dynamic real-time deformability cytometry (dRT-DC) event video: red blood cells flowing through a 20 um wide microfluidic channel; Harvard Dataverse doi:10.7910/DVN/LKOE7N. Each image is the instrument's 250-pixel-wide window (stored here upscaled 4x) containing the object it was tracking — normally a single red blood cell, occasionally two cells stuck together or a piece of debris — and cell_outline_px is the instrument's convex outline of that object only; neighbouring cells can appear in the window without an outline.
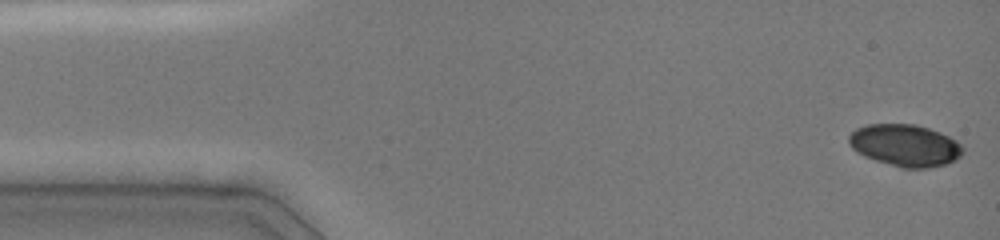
{"species": "common noctule bat (a hibernating species)", "species_latin": "Nyctalus noctula", "temperature_condition": "cold", "stored_images_in_passage": 46, "camera_frame_rate_fps": 3000, "um_per_image_px": 0.085, "animal": {"sex": "female", "body_mass_g": 19.0, "forearm_length_mm": 51.5}, "frame": {"image": 1, "passage_image": 1, "time_ms": 0.0, "image_size_px": [1000, 240], "cell_outline_px": [[964, 152], [956, 160], [948, 164], [928, 168], [900, 168], [864, 156], [856, 152], [848, 144], [848, 136], [856, 128], [868, 124], [916, 124], [940, 132], [956, 140], [964, 148]], "centroid_in_image_um": [76.94, 12.36], "position_along_channel_um": 8.1, "area_um2": 28.15}}
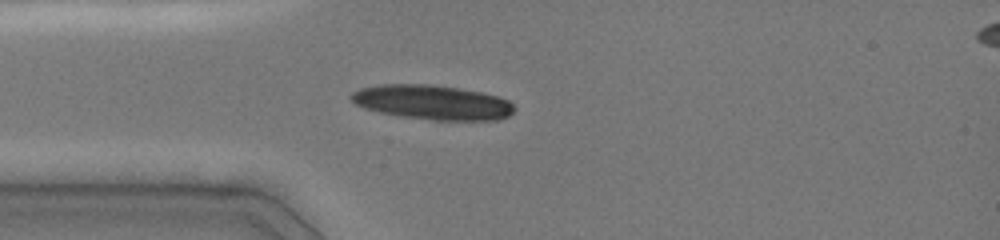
{"frame": {"image": 2, "passage_image": 12, "time_ms": 3.667, "image_size_px": [1000, 240], "cell_outline_px": [[516, 108], [508, 116], [500, 120], [432, 120], [400, 116], [380, 112], [364, 108], [356, 104], [348, 96], [352, 92], [360, 88], [380, 84], [428, 84], [456, 88], [480, 92], [496, 96], [508, 100]], "centroid_in_image_um": [36.73, 8.7], "position_along_channel_um": 48.3, "area_um2": 32.77}}
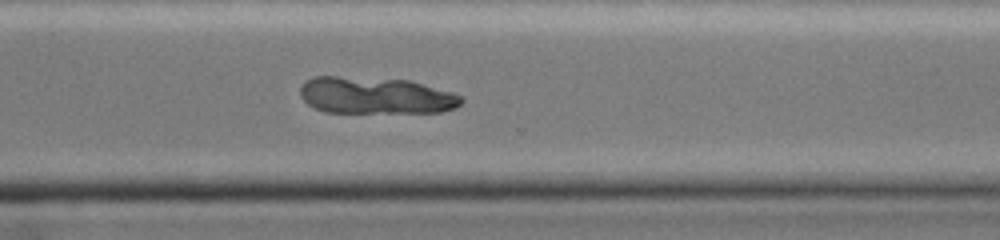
{"frame": {"image": 3, "passage_image": 34, "time_ms": 11.0, "image_size_px": [1000, 240], "cell_outline_px": [[464, 100], [456, 108], [440, 112], [324, 112], [308, 104], [300, 96], [300, 88], [304, 80], [316, 76], [336, 76], [408, 80], [452, 92], [460, 96]], "centroid_in_image_um": [31.9, 8.12], "position_along_channel_um": 338.7, "area_um2": 34.51}}